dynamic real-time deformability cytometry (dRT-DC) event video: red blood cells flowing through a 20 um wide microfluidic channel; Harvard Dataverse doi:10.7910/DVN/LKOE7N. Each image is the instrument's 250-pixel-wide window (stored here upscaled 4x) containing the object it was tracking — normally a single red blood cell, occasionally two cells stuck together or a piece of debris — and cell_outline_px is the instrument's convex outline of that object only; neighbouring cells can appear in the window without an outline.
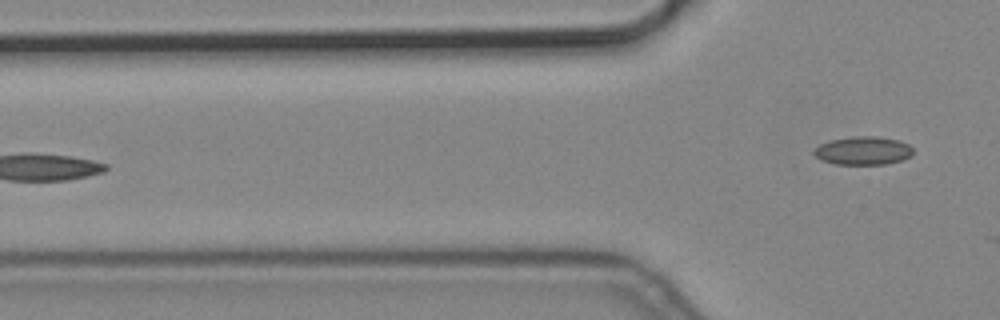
{"species": "common noctule bat (a hibernating species)", "species_latin": "Nyctalus noctula", "temperature_condition": "cold", "stored_images_in_passage": 5, "camera_frame_rate_fps": 3000, "um_per_image_px": 0.085, "animal": {"sex": "male", "body_mass_g": 19.2, "forearm_length_mm": 51.8}, "frame": {"image": 1, "passage_image": 5, "time_ms": 1.333, "image_size_px": [1000, 320], "cell_outline_px": [[912, 156], [904, 160], [888, 164], [836, 164], [820, 160], [812, 152], [812, 148], [828, 140], [852, 136], [876, 136], [900, 140], [908, 144], [912, 148]], "centroid_in_image_um": [73.35, 12.8], "position_along_channel_um": 52.5, "area_um2": 16.7}}